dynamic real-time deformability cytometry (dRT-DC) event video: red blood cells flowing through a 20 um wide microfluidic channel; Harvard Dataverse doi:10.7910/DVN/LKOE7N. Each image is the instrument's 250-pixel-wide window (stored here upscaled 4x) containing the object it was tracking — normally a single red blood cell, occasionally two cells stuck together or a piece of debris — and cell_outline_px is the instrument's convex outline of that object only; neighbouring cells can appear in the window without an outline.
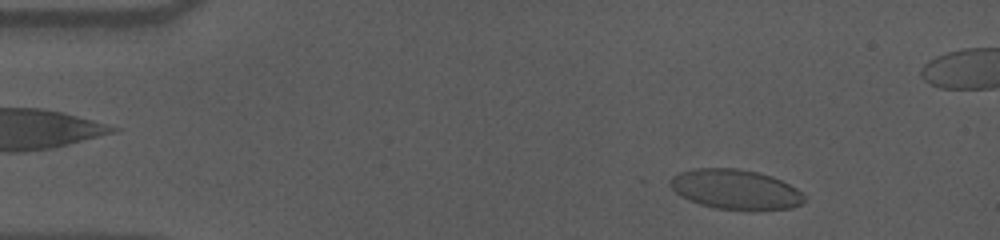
{"species": "human", "species_latin": "Homo sapiens", "temperature_condition": "cold", "stored_images_in_passage": 55, "camera_frame_rate_fps": 3000, "um_per_image_px": 0.085, "donor": {"sex": "male"}, "frame": {"image": 1, "passage_image": 5, "time_ms": 1.333, "image_size_px": [1000, 240], "cell_outline_px": [[808, 196], [800, 204], [792, 208], [756, 212], [752, 212], [716, 208], [700, 204], [688, 200], [680, 196], [668, 184], [668, 180], [672, 176], [680, 172], [692, 168], [736, 168], [756, 172], [772, 176], [796, 188]], "centroid_in_image_um": [62.52, 16.13], "position_along_channel_um": 22.5, "area_um2": 31.85}}
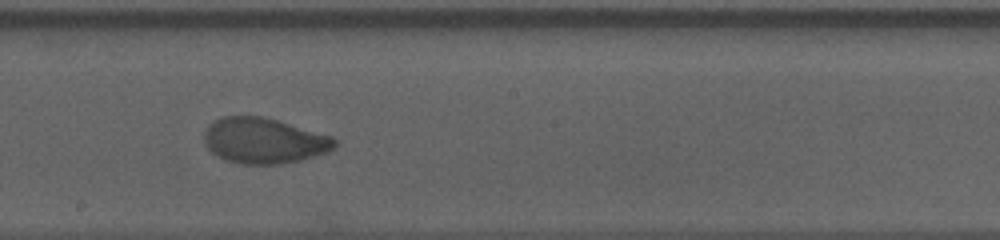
{"frame": {"image": 2, "passage_image": 29, "time_ms": 9.333, "image_size_px": [1000, 240], "cell_outline_px": [[336, 144], [328, 152], [300, 160], [280, 164], [240, 164], [224, 160], [216, 156], [204, 144], [204, 128], [208, 124], [224, 116], [260, 116], [276, 120], [332, 136], [336, 140]], "centroid_in_image_um": [22.39, 11.96], "position_along_channel_um": 225.8, "area_um2": 34.68}}
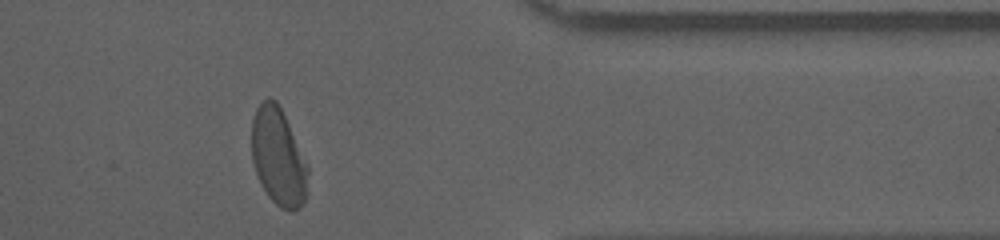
{"frame": {"image": 3, "passage_image": 44, "time_ms": 14.333, "image_size_px": [1000, 240], "cell_outline_px": [[308, 172], [304, 204], [292, 212], [280, 208], [268, 196], [260, 184], [252, 160], [252, 120], [256, 108], [268, 96], [276, 100], [308, 164]], "centroid_in_image_um": [23.65, 13.36], "position_along_channel_um": 387.8, "area_um2": 31.79}, "authors_computed_cell_mechanics": {"area_um2": 33.8708, "velocity_mm_per_s": 3.5871, "shape_relaxation_time_tau1_ms": 6.086, "shape_relaxation_time_tau2_ms": 0.7016, "deformation_change_tau1": 0.1759, "deformation_change_tau2": 0.047}}